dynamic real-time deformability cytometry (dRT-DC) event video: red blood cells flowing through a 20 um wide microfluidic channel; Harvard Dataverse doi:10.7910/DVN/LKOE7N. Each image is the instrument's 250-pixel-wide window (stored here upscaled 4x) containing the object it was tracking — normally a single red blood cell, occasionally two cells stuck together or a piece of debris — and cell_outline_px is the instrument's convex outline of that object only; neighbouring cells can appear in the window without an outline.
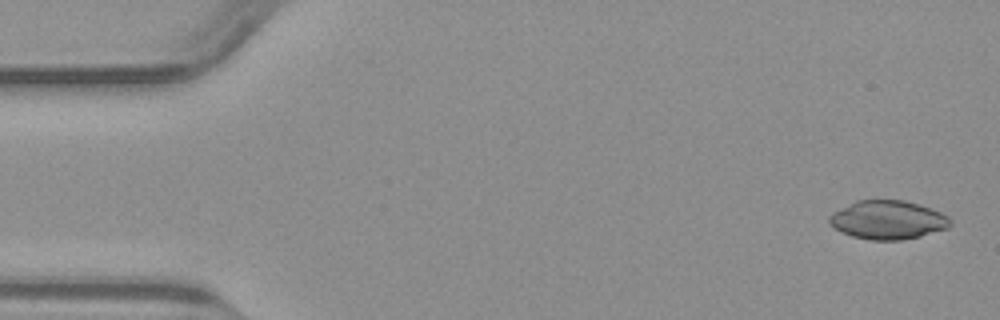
{"species": "common noctule bat (a hibernating species)", "species_latin": "Nyctalus noctula", "temperature_condition": "warm", "stored_images_in_passage": 50, "camera_frame_rate_fps": 3000, "um_per_image_px": 0.085, "animal": {"sex": "male", "body_mass_g": 23.1, "forearm_length_mm": 52.7}, "frame": {"image": 1, "passage_image": 2, "time_ms": 0.333, "image_size_px": [1000, 320], "cell_outline_px": [[952, 224], [948, 228], [920, 236], [900, 240], [868, 240], [852, 236], [840, 232], [828, 220], [828, 216], [832, 212], [856, 200], [904, 200], [920, 204], [940, 212], [948, 216], [952, 220]], "centroid_in_image_um": [75.47, 18.69], "position_along_channel_um": 9.5, "area_um2": 27.4}}
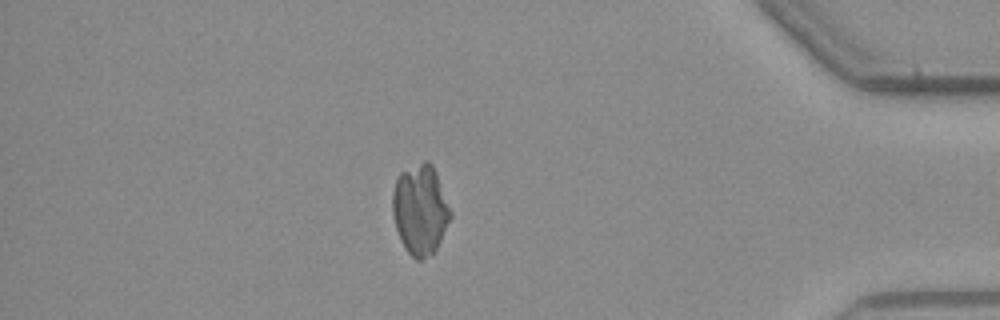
{"frame": {"image": 2, "passage_image": 43, "time_ms": 14.0, "image_size_px": [1000, 320], "cell_outline_px": [[452, 216], [436, 248], [432, 252], [420, 260], [416, 260], [404, 248], [400, 240], [396, 228], [392, 212], [392, 196], [396, 180], [400, 172], [424, 160], [428, 160], [432, 164], [436, 172], [452, 212]], "centroid_in_image_um": [35.71, 17.8], "position_along_channel_um": 399.5, "area_um2": 30.29}}
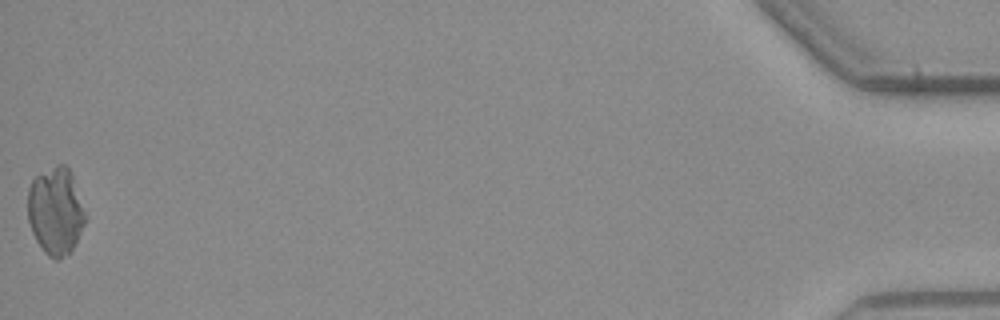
{"frame": {"image": 3, "passage_image": 50, "time_ms": 16.333, "image_size_px": [1000, 320], "cell_outline_px": [[88, 216], [72, 248], [60, 260], [56, 260], [48, 256], [44, 252], [36, 240], [32, 232], [28, 220], [28, 188], [32, 180], [36, 176], [56, 164], [64, 164], [68, 168], [72, 176]], "centroid_in_image_um": [4.72, 17.94], "position_along_channel_um": 430.5, "area_um2": 29.25}}